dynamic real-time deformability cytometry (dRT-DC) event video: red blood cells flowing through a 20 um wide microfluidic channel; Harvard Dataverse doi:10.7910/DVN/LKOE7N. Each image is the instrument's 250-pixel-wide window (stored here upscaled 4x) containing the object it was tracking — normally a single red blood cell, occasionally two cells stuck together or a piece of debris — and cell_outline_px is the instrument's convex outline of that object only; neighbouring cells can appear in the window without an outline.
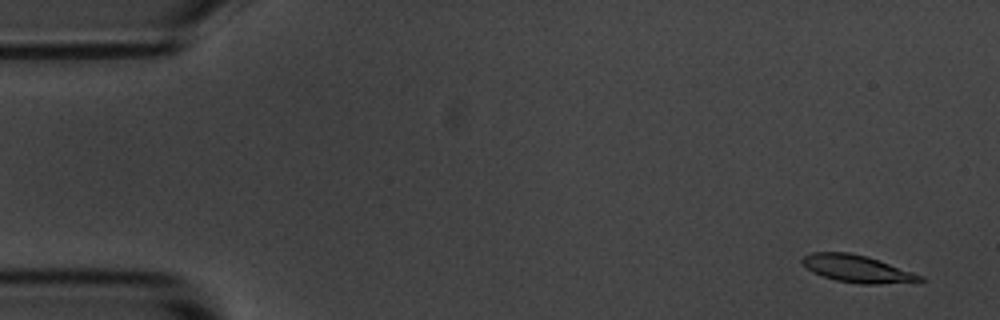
{"species": "common noctule bat (a hibernating species)", "species_latin": "Nyctalus noctula", "temperature_condition": "room temperature", "stored_images_in_passage": 4, "camera_frame_rate_fps": 3000, "um_per_image_px": 0.085, "animal": {"sex": "male", "body_mass_g": 20.1, "forearm_length_mm": 53.5}, "frame": {"image": 1, "passage_image": 1, "time_ms": 0.0, "image_size_px": [1000, 320], "cell_outline_px": [[924, 280], [880, 284], [860, 284], [836, 280], [812, 272], [800, 260], [804, 256], [812, 252], [848, 252], [864, 256], [924, 276]], "centroid_in_image_um": [72.8, 22.84], "position_along_channel_um": 12.2, "area_um2": 18.15}}
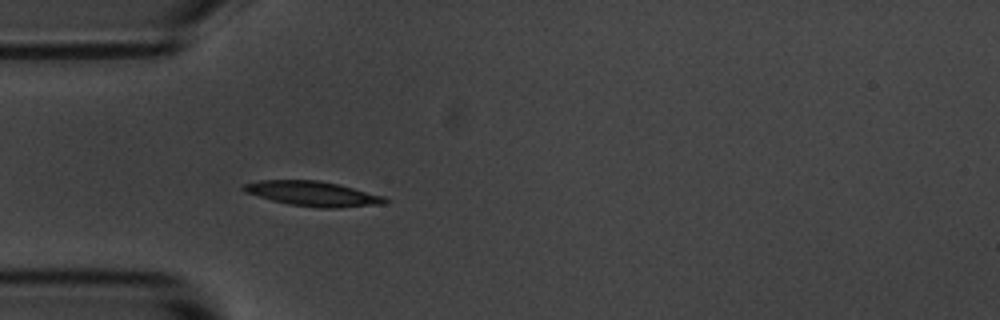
{"frame": {"image": 2, "passage_image": 4, "time_ms": 4.333, "image_size_px": [1000, 320], "cell_outline_px": [[388, 200], [384, 204], [336, 208], [320, 208], [288, 204], [272, 200], [244, 192], [240, 188], [244, 184], [260, 180], [316, 180], [336, 184], [384, 196]], "centroid_in_image_um": [26.56, 16.47], "position_along_channel_um": 58.4, "area_um2": 20.29}}